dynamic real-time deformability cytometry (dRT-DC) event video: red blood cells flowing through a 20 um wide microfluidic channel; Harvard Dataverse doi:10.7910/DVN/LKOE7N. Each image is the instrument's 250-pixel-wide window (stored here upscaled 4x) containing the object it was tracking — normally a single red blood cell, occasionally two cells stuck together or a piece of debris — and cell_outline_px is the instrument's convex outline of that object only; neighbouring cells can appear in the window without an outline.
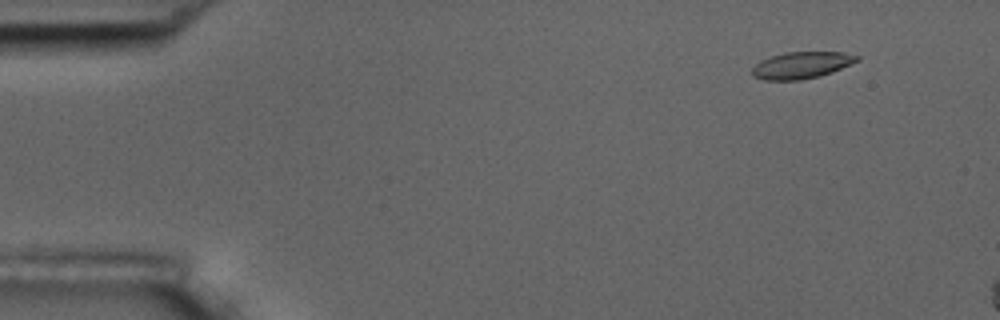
{"species": "common noctule bat (a hibernating species)", "species_latin": "Nyctalus noctula", "temperature_condition": "room temperature", "stored_images_in_passage": 12, "camera_frame_rate_fps": 3000, "um_per_image_px": 0.085, "animal": {"sex": "male", "body_mass_g": 17.5, "forearm_length_mm": 52.3}, "frame": {"image": 1, "passage_image": 6, "time_ms": 1.667, "image_size_px": [1000, 320], "cell_outline_px": [[860, 60], [832, 72], [820, 76], [800, 80], [764, 80], [752, 76], [752, 68], [760, 60], [784, 52], [844, 52], [860, 56]], "centroid_in_image_um": [68.13, 5.54], "position_along_channel_um": 16.9, "area_um2": 16.42}}